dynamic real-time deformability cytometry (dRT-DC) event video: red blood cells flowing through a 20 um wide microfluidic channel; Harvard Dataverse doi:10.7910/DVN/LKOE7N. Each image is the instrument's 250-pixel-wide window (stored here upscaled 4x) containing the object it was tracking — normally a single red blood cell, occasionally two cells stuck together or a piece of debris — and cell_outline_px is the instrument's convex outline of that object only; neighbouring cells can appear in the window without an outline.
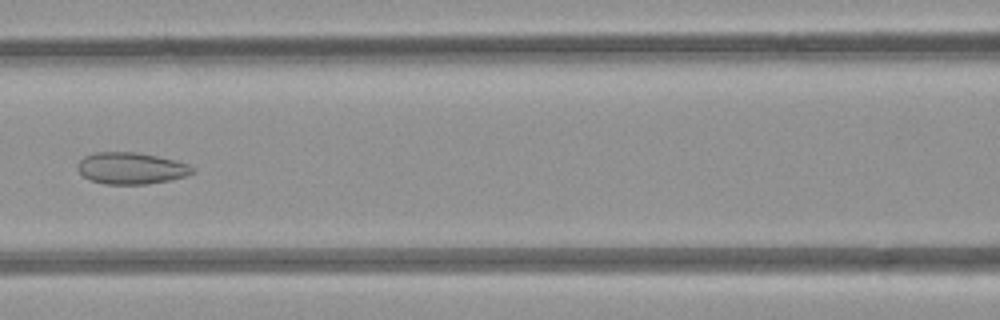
{"species": "common noctule bat (a hibernating species)", "species_latin": "Nyctalus noctula", "temperature_condition": "room temperature", "stored_images_in_passage": 8, "camera_frame_rate_fps": 3000, "um_per_image_px": 0.085, "animal": {"sex": "female", "body_mass_g": 21.9}, "frame": {"image": 1, "passage_image": 6, "time_ms": 6.667, "image_size_px": [1000, 320], "cell_outline_px": [[196, 172], [184, 176], [168, 180], [148, 184], [104, 184], [92, 180], [84, 176], [76, 168], [80, 160], [84, 156], [92, 152], [136, 152], [176, 160], [188, 164], [196, 168]], "centroid_in_image_um": [11.15, 14.29], "position_along_channel_um": 155.4, "area_um2": 21.21}}
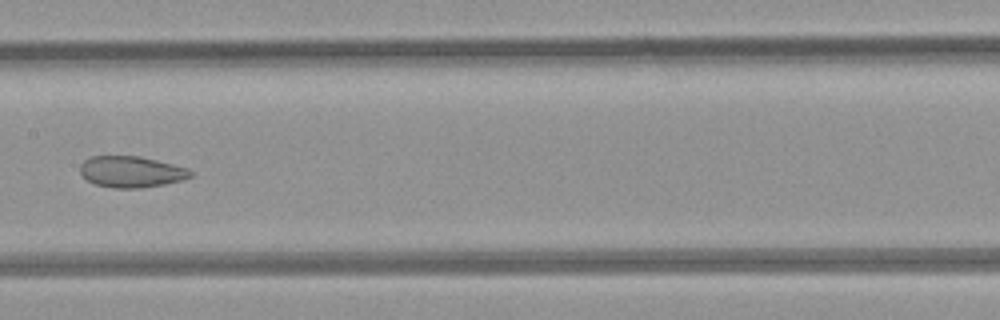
{"frame": {"image": 2, "passage_image": 7, "time_ms": 7.667, "image_size_px": [1000, 320], "cell_outline_px": [[192, 176], [180, 180], [164, 184], [140, 188], [112, 188], [96, 184], [88, 180], [80, 172], [80, 164], [84, 160], [92, 156], [140, 156], [188, 168], [192, 172]], "centroid_in_image_um": [11.14, 14.6], "position_along_channel_um": 196.3, "area_um2": 19.94}}
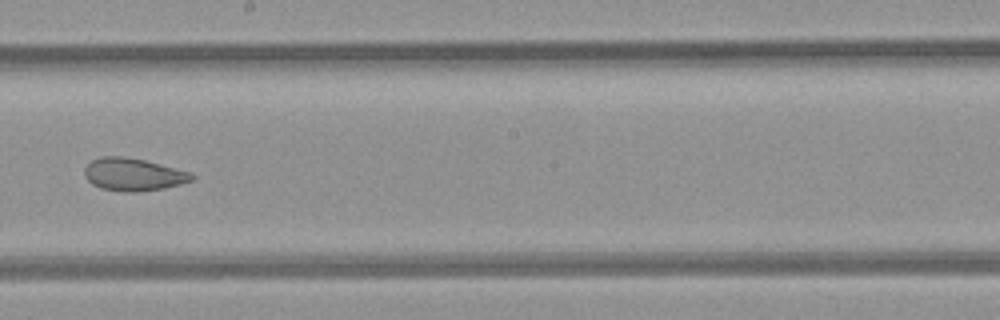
{"frame": {"image": 3, "passage_image": 8, "time_ms": 8.667, "image_size_px": [1000, 320], "cell_outline_px": [[196, 176], [192, 180], [180, 184], [164, 188], [140, 192], [124, 192], [100, 188], [92, 184], [84, 176], [84, 168], [92, 160], [100, 156], [124, 156], [144, 160], [192, 172]], "centroid_in_image_um": [11.33, 14.83], "position_along_channel_um": 236.9, "area_um2": 20.58}}